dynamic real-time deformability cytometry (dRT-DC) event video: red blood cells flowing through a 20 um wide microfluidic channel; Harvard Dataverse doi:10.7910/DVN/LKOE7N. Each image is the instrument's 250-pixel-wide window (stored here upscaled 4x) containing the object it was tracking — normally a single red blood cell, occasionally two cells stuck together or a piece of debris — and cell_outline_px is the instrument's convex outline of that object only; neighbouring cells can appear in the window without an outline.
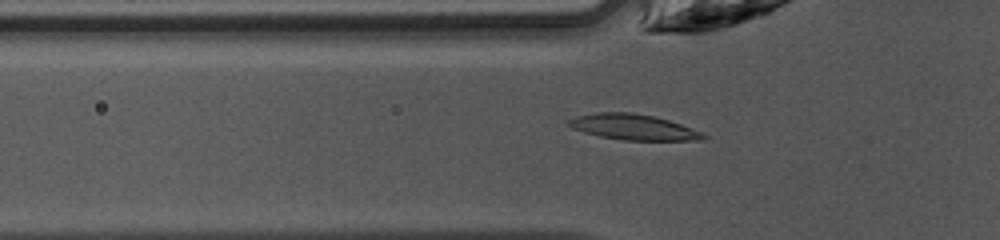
{"species": "common noctule bat (a hibernating species)", "species_latin": "Nyctalus noctula", "temperature_condition": "warm", "stored_images_in_passage": 38, "camera_frame_rate_fps": 3000, "um_per_image_px": 0.085, "animal": {"sex": "female", "body_mass_g": 10.0, "forearm_length_mm": 53.1}, "frame": {"image": 1, "passage_image": 7, "time_ms": 2.0, "image_size_px": [1000, 240], "cell_outline_px": [[708, 136], [704, 140], [624, 140], [600, 136], [584, 132], [572, 128], [568, 124], [568, 120], [576, 116], [596, 112], [632, 112], [652, 116], [668, 120], [704, 132]], "centroid_in_image_um": [53.86, 10.8], "position_along_channel_um": 71.9, "area_um2": 20.06}}
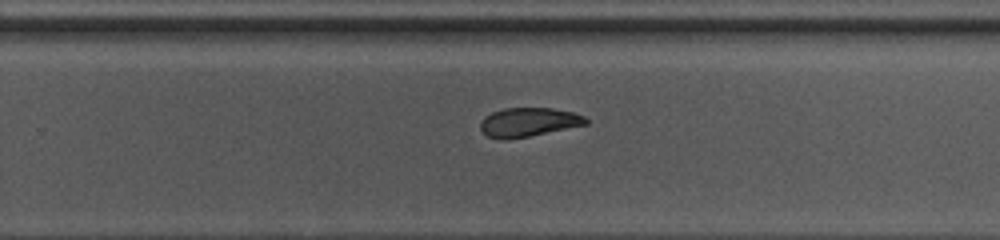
{"frame": {"image": 2, "passage_image": 22, "time_ms": 7.0, "image_size_px": [1000, 240], "cell_outline_px": [[588, 124], [508, 140], [504, 140], [488, 136], [480, 128], [480, 120], [484, 116], [492, 112], [504, 108], [552, 108], [572, 112], [584, 116], [588, 120]], "centroid_in_image_um": [44.9, 10.38], "position_along_channel_um": 284.9, "area_um2": 17.74}}
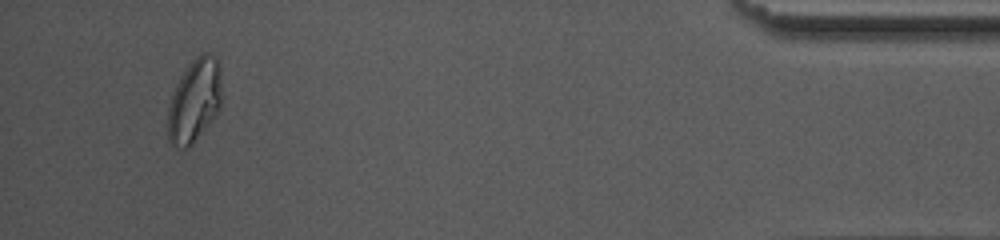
{"frame": {"image": 3, "passage_image": 36, "time_ms": 11.667, "image_size_px": [1000, 240], "cell_outline_px": [[220, 108], [216, 116], [192, 144], [188, 148], [180, 148], [172, 144], [168, 140], [168, 108], [176, 84], [192, 60], [200, 52], [208, 52], [216, 56], [220, 68]], "centroid_in_image_um": [16.54, 8.55], "position_along_channel_um": 418.7, "area_um2": 26.07}}